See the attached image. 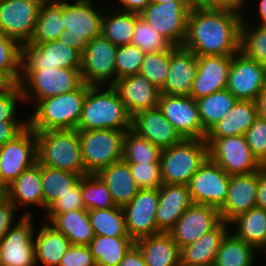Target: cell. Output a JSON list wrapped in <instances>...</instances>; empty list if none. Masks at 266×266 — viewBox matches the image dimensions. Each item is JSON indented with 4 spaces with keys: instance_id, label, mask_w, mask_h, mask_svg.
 Listing matches in <instances>:
<instances>
[{
    "instance_id": "23",
    "label": "cell",
    "mask_w": 266,
    "mask_h": 266,
    "mask_svg": "<svg viewBox=\"0 0 266 266\" xmlns=\"http://www.w3.org/2000/svg\"><path fill=\"white\" fill-rule=\"evenodd\" d=\"M112 87L131 117L158 107L160 90L139 73L115 80Z\"/></svg>"
},
{
    "instance_id": "58",
    "label": "cell",
    "mask_w": 266,
    "mask_h": 266,
    "mask_svg": "<svg viewBox=\"0 0 266 266\" xmlns=\"http://www.w3.org/2000/svg\"><path fill=\"white\" fill-rule=\"evenodd\" d=\"M152 0H122L118 5H114L117 10L123 12L140 14Z\"/></svg>"
},
{
    "instance_id": "13",
    "label": "cell",
    "mask_w": 266,
    "mask_h": 266,
    "mask_svg": "<svg viewBox=\"0 0 266 266\" xmlns=\"http://www.w3.org/2000/svg\"><path fill=\"white\" fill-rule=\"evenodd\" d=\"M44 0H0V30L21 45L29 43Z\"/></svg>"
},
{
    "instance_id": "43",
    "label": "cell",
    "mask_w": 266,
    "mask_h": 266,
    "mask_svg": "<svg viewBox=\"0 0 266 266\" xmlns=\"http://www.w3.org/2000/svg\"><path fill=\"white\" fill-rule=\"evenodd\" d=\"M0 74L10 83L19 84L22 74V45L0 30Z\"/></svg>"
},
{
    "instance_id": "20",
    "label": "cell",
    "mask_w": 266,
    "mask_h": 266,
    "mask_svg": "<svg viewBox=\"0 0 266 266\" xmlns=\"http://www.w3.org/2000/svg\"><path fill=\"white\" fill-rule=\"evenodd\" d=\"M221 222L218 208L193 203L185 210L168 233L181 249L195 242L203 234L215 229Z\"/></svg>"
},
{
    "instance_id": "55",
    "label": "cell",
    "mask_w": 266,
    "mask_h": 266,
    "mask_svg": "<svg viewBox=\"0 0 266 266\" xmlns=\"http://www.w3.org/2000/svg\"><path fill=\"white\" fill-rule=\"evenodd\" d=\"M16 213H18V210L9 199L0 203V240L16 223V221L19 220L20 217L16 219L18 216Z\"/></svg>"
},
{
    "instance_id": "9",
    "label": "cell",
    "mask_w": 266,
    "mask_h": 266,
    "mask_svg": "<svg viewBox=\"0 0 266 266\" xmlns=\"http://www.w3.org/2000/svg\"><path fill=\"white\" fill-rule=\"evenodd\" d=\"M209 158L229 175L251 174L262 168L252 154L245 135L205 139Z\"/></svg>"
},
{
    "instance_id": "24",
    "label": "cell",
    "mask_w": 266,
    "mask_h": 266,
    "mask_svg": "<svg viewBox=\"0 0 266 266\" xmlns=\"http://www.w3.org/2000/svg\"><path fill=\"white\" fill-rule=\"evenodd\" d=\"M258 171L251 174L230 175L226 201L218 209L221 219L229 223L239 214L257 207Z\"/></svg>"
},
{
    "instance_id": "22",
    "label": "cell",
    "mask_w": 266,
    "mask_h": 266,
    "mask_svg": "<svg viewBox=\"0 0 266 266\" xmlns=\"http://www.w3.org/2000/svg\"><path fill=\"white\" fill-rule=\"evenodd\" d=\"M7 189L8 199L15 205L18 211L21 210L20 214L23 212L22 216L37 217L38 213L33 212L35 208L42 210L39 215H42V212L43 215L45 214L40 163L37 162L32 167L24 170L7 186ZM28 206L30 208L33 206L34 208L32 210L27 209Z\"/></svg>"
},
{
    "instance_id": "63",
    "label": "cell",
    "mask_w": 266,
    "mask_h": 266,
    "mask_svg": "<svg viewBox=\"0 0 266 266\" xmlns=\"http://www.w3.org/2000/svg\"><path fill=\"white\" fill-rule=\"evenodd\" d=\"M185 1L190 8L203 7L207 3V0H185Z\"/></svg>"
},
{
    "instance_id": "48",
    "label": "cell",
    "mask_w": 266,
    "mask_h": 266,
    "mask_svg": "<svg viewBox=\"0 0 266 266\" xmlns=\"http://www.w3.org/2000/svg\"><path fill=\"white\" fill-rule=\"evenodd\" d=\"M21 103L24 106L23 93L19 84H9L0 90V123L28 122V117L18 118Z\"/></svg>"
},
{
    "instance_id": "52",
    "label": "cell",
    "mask_w": 266,
    "mask_h": 266,
    "mask_svg": "<svg viewBox=\"0 0 266 266\" xmlns=\"http://www.w3.org/2000/svg\"><path fill=\"white\" fill-rule=\"evenodd\" d=\"M78 209H84L81 193V179L70 189V192L60 196V198L47 209L45 214H60Z\"/></svg>"
},
{
    "instance_id": "57",
    "label": "cell",
    "mask_w": 266,
    "mask_h": 266,
    "mask_svg": "<svg viewBox=\"0 0 266 266\" xmlns=\"http://www.w3.org/2000/svg\"><path fill=\"white\" fill-rule=\"evenodd\" d=\"M118 266H147L141 250L134 244L125 254Z\"/></svg>"
},
{
    "instance_id": "26",
    "label": "cell",
    "mask_w": 266,
    "mask_h": 266,
    "mask_svg": "<svg viewBox=\"0 0 266 266\" xmlns=\"http://www.w3.org/2000/svg\"><path fill=\"white\" fill-rule=\"evenodd\" d=\"M131 129L161 149L183 140L158 107L134 115Z\"/></svg>"
},
{
    "instance_id": "66",
    "label": "cell",
    "mask_w": 266,
    "mask_h": 266,
    "mask_svg": "<svg viewBox=\"0 0 266 266\" xmlns=\"http://www.w3.org/2000/svg\"><path fill=\"white\" fill-rule=\"evenodd\" d=\"M174 0H152V2H156V3H168Z\"/></svg>"
},
{
    "instance_id": "62",
    "label": "cell",
    "mask_w": 266,
    "mask_h": 266,
    "mask_svg": "<svg viewBox=\"0 0 266 266\" xmlns=\"http://www.w3.org/2000/svg\"><path fill=\"white\" fill-rule=\"evenodd\" d=\"M8 199L7 185L0 180V203Z\"/></svg>"
},
{
    "instance_id": "10",
    "label": "cell",
    "mask_w": 266,
    "mask_h": 266,
    "mask_svg": "<svg viewBox=\"0 0 266 266\" xmlns=\"http://www.w3.org/2000/svg\"><path fill=\"white\" fill-rule=\"evenodd\" d=\"M118 46L102 35L89 41L81 56V76L88 86H112Z\"/></svg>"
},
{
    "instance_id": "6",
    "label": "cell",
    "mask_w": 266,
    "mask_h": 266,
    "mask_svg": "<svg viewBox=\"0 0 266 266\" xmlns=\"http://www.w3.org/2000/svg\"><path fill=\"white\" fill-rule=\"evenodd\" d=\"M83 84L80 69L42 68L22 69L19 83L24 105L32 106L38 100L72 92Z\"/></svg>"
},
{
    "instance_id": "15",
    "label": "cell",
    "mask_w": 266,
    "mask_h": 266,
    "mask_svg": "<svg viewBox=\"0 0 266 266\" xmlns=\"http://www.w3.org/2000/svg\"><path fill=\"white\" fill-rule=\"evenodd\" d=\"M229 182L230 175L208 157L188 184L193 203L219 209L226 201Z\"/></svg>"
},
{
    "instance_id": "61",
    "label": "cell",
    "mask_w": 266,
    "mask_h": 266,
    "mask_svg": "<svg viewBox=\"0 0 266 266\" xmlns=\"http://www.w3.org/2000/svg\"><path fill=\"white\" fill-rule=\"evenodd\" d=\"M258 116L266 118V84L256 99Z\"/></svg>"
},
{
    "instance_id": "33",
    "label": "cell",
    "mask_w": 266,
    "mask_h": 266,
    "mask_svg": "<svg viewBox=\"0 0 266 266\" xmlns=\"http://www.w3.org/2000/svg\"><path fill=\"white\" fill-rule=\"evenodd\" d=\"M257 116L255 101L238 100L225 117L207 132L205 139L245 135Z\"/></svg>"
},
{
    "instance_id": "60",
    "label": "cell",
    "mask_w": 266,
    "mask_h": 266,
    "mask_svg": "<svg viewBox=\"0 0 266 266\" xmlns=\"http://www.w3.org/2000/svg\"><path fill=\"white\" fill-rule=\"evenodd\" d=\"M256 205L266 210V170L263 167L258 170V190Z\"/></svg>"
},
{
    "instance_id": "67",
    "label": "cell",
    "mask_w": 266,
    "mask_h": 266,
    "mask_svg": "<svg viewBox=\"0 0 266 266\" xmlns=\"http://www.w3.org/2000/svg\"><path fill=\"white\" fill-rule=\"evenodd\" d=\"M115 2V0H113ZM122 0H116L115 4L118 5V3H120Z\"/></svg>"
},
{
    "instance_id": "46",
    "label": "cell",
    "mask_w": 266,
    "mask_h": 266,
    "mask_svg": "<svg viewBox=\"0 0 266 266\" xmlns=\"http://www.w3.org/2000/svg\"><path fill=\"white\" fill-rule=\"evenodd\" d=\"M132 45L138 46L145 53H158L170 50L173 45L159 34L141 17L135 22Z\"/></svg>"
},
{
    "instance_id": "8",
    "label": "cell",
    "mask_w": 266,
    "mask_h": 266,
    "mask_svg": "<svg viewBox=\"0 0 266 266\" xmlns=\"http://www.w3.org/2000/svg\"><path fill=\"white\" fill-rule=\"evenodd\" d=\"M125 133L116 129L78 131L82 161L88 174H96L122 160Z\"/></svg>"
},
{
    "instance_id": "44",
    "label": "cell",
    "mask_w": 266,
    "mask_h": 266,
    "mask_svg": "<svg viewBox=\"0 0 266 266\" xmlns=\"http://www.w3.org/2000/svg\"><path fill=\"white\" fill-rule=\"evenodd\" d=\"M240 51L249 59L266 66V26L251 24L243 18Z\"/></svg>"
},
{
    "instance_id": "12",
    "label": "cell",
    "mask_w": 266,
    "mask_h": 266,
    "mask_svg": "<svg viewBox=\"0 0 266 266\" xmlns=\"http://www.w3.org/2000/svg\"><path fill=\"white\" fill-rule=\"evenodd\" d=\"M189 11L190 7L185 0H174L168 3L151 2L139 17L173 46H182L186 37Z\"/></svg>"
},
{
    "instance_id": "54",
    "label": "cell",
    "mask_w": 266,
    "mask_h": 266,
    "mask_svg": "<svg viewBox=\"0 0 266 266\" xmlns=\"http://www.w3.org/2000/svg\"><path fill=\"white\" fill-rule=\"evenodd\" d=\"M247 6L248 0H207V3L203 6V8L228 11L244 18L246 12H250L248 8H252L250 5L248 7Z\"/></svg>"
},
{
    "instance_id": "1",
    "label": "cell",
    "mask_w": 266,
    "mask_h": 266,
    "mask_svg": "<svg viewBox=\"0 0 266 266\" xmlns=\"http://www.w3.org/2000/svg\"><path fill=\"white\" fill-rule=\"evenodd\" d=\"M242 20L228 11L190 8L182 46L197 56H233L240 51Z\"/></svg>"
},
{
    "instance_id": "68",
    "label": "cell",
    "mask_w": 266,
    "mask_h": 266,
    "mask_svg": "<svg viewBox=\"0 0 266 266\" xmlns=\"http://www.w3.org/2000/svg\"><path fill=\"white\" fill-rule=\"evenodd\" d=\"M263 169L266 170V162L262 165Z\"/></svg>"
},
{
    "instance_id": "40",
    "label": "cell",
    "mask_w": 266,
    "mask_h": 266,
    "mask_svg": "<svg viewBox=\"0 0 266 266\" xmlns=\"http://www.w3.org/2000/svg\"><path fill=\"white\" fill-rule=\"evenodd\" d=\"M238 100L227 89L196 100L202 127L207 132L232 109Z\"/></svg>"
},
{
    "instance_id": "2",
    "label": "cell",
    "mask_w": 266,
    "mask_h": 266,
    "mask_svg": "<svg viewBox=\"0 0 266 266\" xmlns=\"http://www.w3.org/2000/svg\"><path fill=\"white\" fill-rule=\"evenodd\" d=\"M132 128V117L112 86H88L78 131Z\"/></svg>"
},
{
    "instance_id": "41",
    "label": "cell",
    "mask_w": 266,
    "mask_h": 266,
    "mask_svg": "<svg viewBox=\"0 0 266 266\" xmlns=\"http://www.w3.org/2000/svg\"><path fill=\"white\" fill-rule=\"evenodd\" d=\"M89 222L94 235L129 237L122 207L88 210Z\"/></svg>"
},
{
    "instance_id": "7",
    "label": "cell",
    "mask_w": 266,
    "mask_h": 266,
    "mask_svg": "<svg viewBox=\"0 0 266 266\" xmlns=\"http://www.w3.org/2000/svg\"><path fill=\"white\" fill-rule=\"evenodd\" d=\"M208 157V145L205 140L200 139H183L171 147L162 149V183L188 185Z\"/></svg>"
},
{
    "instance_id": "19",
    "label": "cell",
    "mask_w": 266,
    "mask_h": 266,
    "mask_svg": "<svg viewBox=\"0 0 266 266\" xmlns=\"http://www.w3.org/2000/svg\"><path fill=\"white\" fill-rule=\"evenodd\" d=\"M158 204V189H141L129 203L122 206L127 233L134 241L161 232L155 216Z\"/></svg>"
},
{
    "instance_id": "27",
    "label": "cell",
    "mask_w": 266,
    "mask_h": 266,
    "mask_svg": "<svg viewBox=\"0 0 266 266\" xmlns=\"http://www.w3.org/2000/svg\"><path fill=\"white\" fill-rule=\"evenodd\" d=\"M158 193L156 225L161 232H168L193 201L189 187L185 184H162Z\"/></svg>"
},
{
    "instance_id": "35",
    "label": "cell",
    "mask_w": 266,
    "mask_h": 266,
    "mask_svg": "<svg viewBox=\"0 0 266 266\" xmlns=\"http://www.w3.org/2000/svg\"><path fill=\"white\" fill-rule=\"evenodd\" d=\"M63 0H44L40 6L34 34L28 44L58 40L63 26Z\"/></svg>"
},
{
    "instance_id": "28",
    "label": "cell",
    "mask_w": 266,
    "mask_h": 266,
    "mask_svg": "<svg viewBox=\"0 0 266 266\" xmlns=\"http://www.w3.org/2000/svg\"><path fill=\"white\" fill-rule=\"evenodd\" d=\"M229 223L222 221L215 229L180 249L181 266H213Z\"/></svg>"
},
{
    "instance_id": "16",
    "label": "cell",
    "mask_w": 266,
    "mask_h": 266,
    "mask_svg": "<svg viewBox=\"0 0 266 266\" xmlns=\"http://www.w3.org/2000/svg\"><path fill=\"white\" fill-rule=\"evenodd\" d=\"M37 163V140L29 126L0 147V180L7 186L24 170Z\"/></svg>"
},
{
    "instance_id": "50",
    "label": "cell",
    "mask_w": 266,
    "mask_h": 266,
    "mask_svg": "<svg viewBox=\"0 0 266 266\" xmlns=\"http://www.w3.org/2000/svg\"><path fill=\"white\" fill-rule=\"evenodd\" d=\"M140 189H158L163 183L160 163H127Z\"/></svg>"
},
{
    "instance_id": "65",
    "label": "cell",
    "mask_w": 266,
    "mask_h": 266,
    "mask_svg": "<svg viewBox=\"0 0 266 266\" xmlns=\"http://www.w3.org/2000/svg\"><path fill=\"white\" fill-rule=\"evenodd\" d=\"M10 83L0 74V90L5 88Z\"/></svg>"
},
{
    "instance_id": "14",
    "label": "cell",
    "mask_w": 266,
    "mask_h": 266,
    "mask_svg": "<svg viewBox=\"0 0 266 266\" xmlns=\"http://www.w3.org/2000/svg\"><path fill=\"white\" fill-rule=\"evenodd\" d=\"M158 108L183 139L205 140L198 106L191 96L160 94Z\"/></svg>"
},
{
    "instance_id": "64",
    "label": "cell",
    "mask_w": 266,
    "mask_h": 266,
    "mask_svg": "<svg viewBox=\"0 0 266 266\" xmlns=\"http://www.w3.org/2000/svg\"><path fill=\"white\" fill-rule=\"evenodd\" d=\"M266 254V234H265V237L263 239V242L261 244V246L257 249V253L259 252L261 254V252Z\"/></svg>"
},
{
    "instance_id": "51",
    "label": "cell",
    "mask_w": 266,
    "mask_h": 266,
    "mask_svg": "<svg viewBox=\"0 0 266 266\" xmlns=\"http://www.w3.org/2000/svg\"><path fill=\"white\" fill-rule=\"evenodd\" d=\"M245 136L252 154L263 165L266 162V118L257 116Z\"/></svg>"
},
{
    "instance_id": "56",
    "label": "cell",
    "mask_w": 266,
    "mask_h": 266,
    "mask_svg": "<svg viewBox=\"0 0 266 266\" xmlns=\"http://www.w3.org/2000/svg\"><path fill=\"white\" fill-rule=\"evenodd\" d=\"M28 127V122H2L0 123V147L8 141L15 139Z\"/></svg>"
},
{
    "instance_id": "3",
    "label": "cell",
    "mask_w": 266,
    "mask_h": 266,
    "mask_svg": "<svg viewBox=\"0 0 266 266\" xmlns=\"http://www.w3.org/2000/svg\"><path fill=\"white\" fill-rule=\"evenodd\" d=\"M87 94V84L60 95L38 100L31 113L27 112L28 126L35 132L47 130H76Z\"/></svg>"
},
{
    "instance_id": "11",
    "label": "cell",
    "mask_w": 266,
    "mask_h": 266,
    "mask_svg": "<svg viewBox=\"0 0 266 266\" xmlns=\"http://www.w3.org/2000/svg\"><path fill=\"white\" fill-rule=\"evenodd\" d=\"M19 216V220L0 240L1 266H37L34 234L40 220H36L35 216Z\"/></svg>"
},
{
    "instance_id": "31",
    "label": "cell",
    "mask_w": 266,
    "mask_h": 266,
    "mask_svg": "<svg viewBox=\"0 0 266 266\" xmlns=\"http://www.w3.org/2000/svg\"><path fill=\"white\" fill-rule=\"evenodd\" d=\"M43 221L48 222L58 232L63 233L73 245H89L94 232L89 222L88 210H71L60 214H44Z\"/></svg>"
},
{
    "instance_id": "42",
    "label": "cell",
    "mask_w": 266,
    "mask_h": 266,
    "mask_svg": "<svg viewBox=\"0 0 266 266\" xmlns=\"http://www.w3.org/2000/svg\"><path fill=\"white\" fill-rule=\"evenodd\" d=\"M162 149L141 137L132 129L123 140L122 160L126 163H160Z\"/></svg>"
},
{
    "instance_id": "5",
    "label": "cell",
    "mask_w": 266,
    "mask_h": 266,
    "mask_svg": "<svg viewBox=\"0 0 266 266\" xmlns=\"http://www.w3.org/2000/svg\"><path fill=\"white\" fill-rule=\"evenodd\" d=\"M37 162L51 168L87 175L81 154L78 130L35 132Z\"/></svg>"
},
{
    "instance_id": "49",
    "label": "cell",
    "mask_w": 266,
    "mask_h": 266,
    "mask_svg": "<svg viewBox=\"0 0 266 266\" xmlns=\"http://www.w3.org/2000/svg\"><path fill=\"white\" fill-rule=\"evenodd\" d=\"M144 56L145 52L138 46L132 44L118 46L115 59L116 80L139 73Z\"/></svg>"
},
{
    "instance_id": "21",
    "label": "cell",
    "mask_w": 266,
    "mask_h": 266,
    "mask_svg": "<svg viewBox=\"0 0 266 266\" xmlns=\"http://www.w3.org/2000/svg\"><path fill=\"white\" fill-rule=\"evenodd\" d=\"M231 64L232 56H197V72L190 96L197 100L226 89Z\"/></svg>"
},
{
    "instance_id": "38",
    "label": "cell",
    "mask_w": 266,
    "mask_h": 266,
    "mask_svg": "<svg viewBox=\"0 0 266 266\" xmlns=\"http://www.w3.org/2000/svg\"><path fill=\"white\" fill-rule=\"evenodd\" d=\"M134 244L135 241L130 237L94 235L88 246L96 266H118Z\"/></svg>"
},
{
    "instance_id": "30",
    "label": "cell",
    "mask_w": 266,
    "mask_h": 266,
    "mask_svg": "<svg viewBox=\"0 0 266 266\" xmlns=\"http://www.w3.org/2000/svg\"><path fill=\"white\" fill-rule=\"evenodd\" d=\"M135 244L147 266H181L180 248L168 232L142 237Z\"/></svg>"
},
{
    "instance_id": "18",
    "label": "cell",
    "mask_w": 266,
    "mask_h": 266,
    "mask_svg": "<svg viewBox=\"0 0 266 266\" xmlns=\"http://www.w3.org/2000/svg\"><path fill=\"white\" fill-rule=\"evenodd\" d=\"M266 84V66L246 57L241 51L232 56L226 89L241 101H256Z\"/></svg>"
},
{
    "instance_id": "4",
    "label": "cell",
    "mask_w": 266,
    "mask_h": 266,
    "mask_svg": "<svg viewBox=\"0 0 266 266\" xmlns=\"http://www.w3.org/2000/svg\"><path fill=\"white\" fill-rule=\"evenodd\" d=\"M103 0H63V26L59 41L81 54L89 41L101 35V21L105 10Z\"/></svg>"
},
{
    "instance_id": "53",
    "label": "cell",
    "mask_w": 266,
    "mask_h": 266,
    "mask_svg": "<svg viewBox=\"0 0 266 266\" xmlns=\"http://www.w3.org/2000/svg\"><path fill=\"white\" fill-rule=\"evenodd\" d=\"M59 266H96L88 245H73L63 255Z\"/></svg>"
},
{
    "instance_id": "47",
    "label": "cell",
    "mask_w": 266,
    "mask_h": 266,
    "mask_svg": "<svg viewBox=\"0 0 266 266\" xmlns=\"http://www.w3.org/2000/svg\"><path fill=\"white\" fill-rule=\"evenodd\" d=\"M170 50L158 53H145L139 74L161 90L168 75Z\"/></svg>"
},
{
    "instance_id": "37",
    "label": "cell",
    "mask_w": 266,
    "mask_h": 266,
    "mask_svg": "<svg viewBox=\"0 0 266 266\" xmlns=\"http://www.w3.org/2000/svg\"><path fill=\"white\" fill-rule=\"evenodd\" d=\"M257 250L228 232L217 252L213 266H256ZM257 257V258H256Z\"/></svg>"
},
{
    "instance_id": "39",
    "label": "cell",
    "mask_w": 266,
    "mask_h": 266,
    "mask_svg": "<svg viewBox=\"0 0 266 266\" xmlns=\"http://www.w3.org/2000/svg\"><path fill=\"white\" fill-rule=\"evenodd\" d=\"M82 176L41 165V185L45 212L60 196L70 192V189L80 181Z\"/></svg>"
},
{
    "instance_id": "32",
    "label": "cell",
    "mask_w": 266,
    "mask_h": 266,
    "mask_svg": "<svg viewBox=\"0 0 266 266\" xmlns=\"http://www.w3.org/2000/svg\"><path fill=\"white\" fill-rule=\"evenodd\" d=\"M96 175L108 187L116 206H124L141 190L123 160L100 169Z\"/></svg>"
},
{
    "instance_id": "36",
    "label": "cell",
    "mask_w": 266,
    "mask_h": 266,
    "mask_svg": "<svg viewBox=\"0 0 266 266\" xmlns=\"http://www.w3.org/2000/svg\"><path fill=\"white\" fill-rule=\"evenodd\" d=\"M229 227L230 232L237 238L242 239L257 250L266 234V210L259 207L251 208L233 218L229 222Z\"/></svg>"
},
{
    "instance_id": "29",
    "label": "cell",
    "mask_w": 266,
    "mask_h": 266,
    "mask_svg": "<svg viewBox=\"0 0 266 266\" xmlns=\"http://www.w3.org/2000/svg\"><path fill=\"white\" fill-rule=\"evenodd\" d=\"M40 222L34 234L36 265L59 266L71 243L63 233L58 232L48 222L43 220Z\"/></svg>"
},
{
    "instance_id": "17",
    "label": "cell",
    "mask_w": 266,
    "mask_h": 266,
    "mask_svg": "<svg viewBox=\"0 0 266 266\" xmlns=\"http://www.w3.org/2000/svg\"><path fill=\"white\" fill-rule=\"evenodd\" d=\"M82 54L59 40L22 45V69H81Z\"/></svg>"
},
{
    "instance_id": "34",
    "label": "cell",
    "mask_w": 266,
    "mask_h": 266,
    "mask_svg": "<svg viewBox=\"0 0 266 266\" xmlns=\"http://www.w3.org/2000/svg\"><path fill=\"white\" fill-rule=\"evenodd\" d=\"M103 1L106 7L101 21V35L116 46L131 44L139 14L117 10L112 4L109 6L112 0Z\"/></svg>"
},
{
    "instance_id": "25",
    "label": "cell",
    "mask_w": 266,
    "mask_h": 266,
    "mask_svg": "<svg viewBox=\"0 0 266 266\" xmlns=\"http://www.w3.org/2000/svg\"><path fill=\"white\" fill-rule=\"evenodd\" d=\"M197 72V55L183 46L170 49L168 75L161 94L190 96Z\"/></svg>"
},
{
    "instance_id": "59",
    "label": "cell",
    "mask_w": 266,
    "mask_h": 266,
    "mask_svg": "<svg viewBox=\"0 0 266 266\" xmlns=\"http://www.w3.org/2000/svg\"><path fill=\"white\" fill-rule=\"evenodd\" d=\"M258 1V2H257ZM250 2H252V4H254L252 7L255 8V9H251V12L254 10L255 12L253 13H250V15H245L244 16V19L247 20V21H251L254 16H255V19H253L254 23L252 24H257V25H262V26H266V0H256V4L254 2V0L250 1L248 0V5L250 4ZM257 11V12H256ZM252 18L251 17V14H254ZM257 14V15H256ZM258 17V18H257ZM249 18V19H248ZM251 19V20H250ZM257 19V20H256ZM258 21V22H257Z\"/></svg>"
},
{
    "instance_id": "45",
    "label": "cell",
    "mask_w": 266,
    "mask_h": 266,
    "mask_svg": "<svg viewBox=\"0 0 266 266\" xmlns=\"http://www.w3.org/2000/svg\"><path fill=\"white\" fill-rule=\"evenodd\" d=\"M81 193L86 210L116 207L108 187L96 174L81 177Z\"/></svg>"
}]
</instances>
